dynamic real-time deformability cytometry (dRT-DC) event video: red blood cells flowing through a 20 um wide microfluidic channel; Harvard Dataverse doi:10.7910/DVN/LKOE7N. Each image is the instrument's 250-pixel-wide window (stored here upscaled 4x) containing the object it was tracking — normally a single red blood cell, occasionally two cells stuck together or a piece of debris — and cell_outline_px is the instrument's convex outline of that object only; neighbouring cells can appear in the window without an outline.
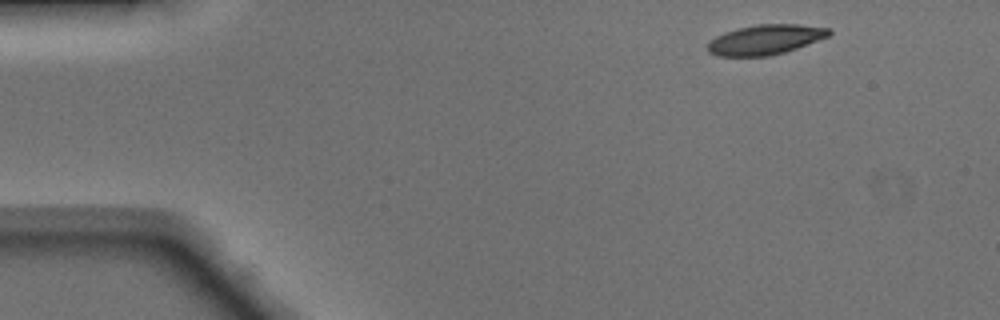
{"species": "Egyptian fruit bat (a non-hibernating species)", "species_latin": "Rousettus aegyptiacus", "temperature_condition": "warm", "stored_images_in_passage": 44, "camera_frame_rate_fps": 3000, "um_per_image_px": 0.085, "animal": {"sex": "male"}, "frame": {"image": 1, "passage_image": 1, "time_ms": 0.0, "image_size_px": [1000, 320], "cell_outline_px": [[832, 32], [828, 36], [796, 48], [784, 52], [768, 56], [716, 56], [708, 52], [708, 44], [716, 36], [724, 32], [736, 28], [760, 24], [796, 24], [832, 28]], "centroid_in_image_um": [65.04, 3.36], "position_along_channel_um": 20.0, "area_um2": 21.04}}
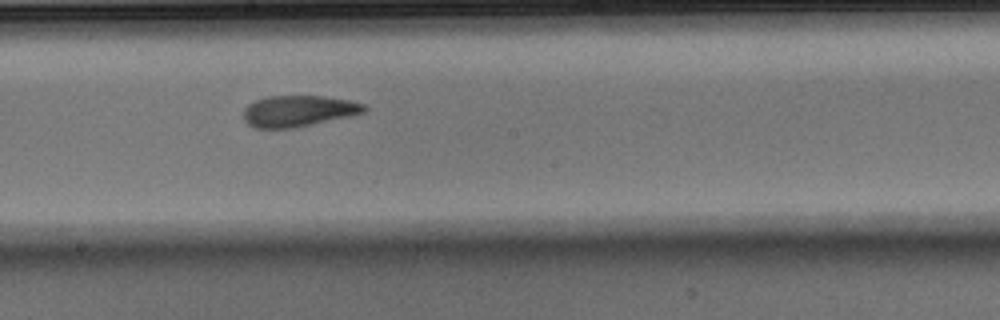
{"frame": {"image": 2, "passage_image": 22, "time_ms": 7.0, "image_size_px": [1000, 320], "cell_outline_px": [[368, 108], [364, 112], [348, 116], [296, 128], [256, 128], [248, 124], [244, 120], [244, 108], [248, 104], [256, 100], [268, 96], [324, 96], [352, 100], [364, 104]], "centroid_in_image_um": [25.36, 9.43], "position_along_channel_um": 222.8, "area_um2": 21.96}}
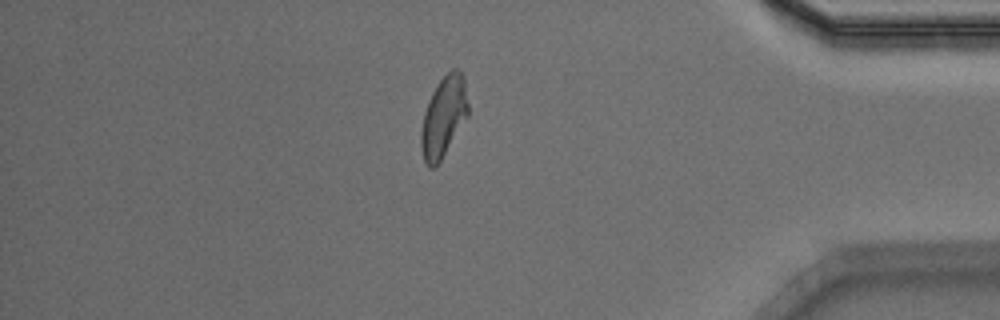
{"frame": {"image": 3, "passage_image": 37, "time_ms": 12.0, "image_size_px": [1000, 320], "cell_outline_px": [[468, 116], [436, 168], [428, 168], [424, 160], [420, 148], [420, 132], [424, 112], [428, 100], [436, 84], [452, 68], [456, 68], [460, 72], [464, 80], [468, 104]], "centroid_in_image_um": [37.68, 9.96], "position_along_channel_um": 397.5, "area_um2": 22.2}, "authors_computed_cell_mechanics": {"area_um2": 22.1085, "velocity_mm_per_s": 4.1368, "shape_relaxation_time_tau1_ms": 6.5358, "shape_relaxation_time_tau2_ms": 2.3268, "deformation_change_tau1": 0.2068, "deformation_change_tau2": 0.091}}